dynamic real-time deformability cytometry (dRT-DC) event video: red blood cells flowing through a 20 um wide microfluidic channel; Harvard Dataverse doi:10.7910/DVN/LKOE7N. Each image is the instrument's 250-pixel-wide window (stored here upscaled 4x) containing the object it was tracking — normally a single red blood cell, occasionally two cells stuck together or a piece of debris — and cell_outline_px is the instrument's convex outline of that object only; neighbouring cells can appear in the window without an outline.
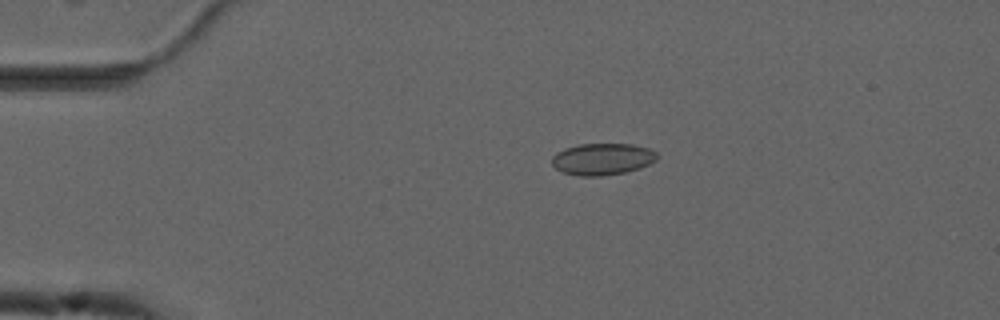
{"species": "common noctule bat (a hibernating species)", "species_latin": "Nyctalus noctula", "temperature_condition": "cold", "stored_images_in_passage": 45, "camera_frame_rate_fps": 3000, "um_per_image_px": 0.085, "animal": {"sex": "male", "forearm_length_mm": 52.5}, "frame": {"image": 1, "passage_image": 1, "time_ms": 0.0, "image_size_px": [1000, 320], "cell_outline_px": [[660, 156], [656, 160], [640, 168], [624, 172], [600, 176], [580, 176], [564, 172], [556, 168], [552, 164], [552, 156], [556, 152], [564, 148], [580, 144], [632, 144], [648, 148], [656, 152]], "centroid_in_image_um": [51.21, 13.51], "position_along_channel_um": 33.8, "area_um2": 19.42}}
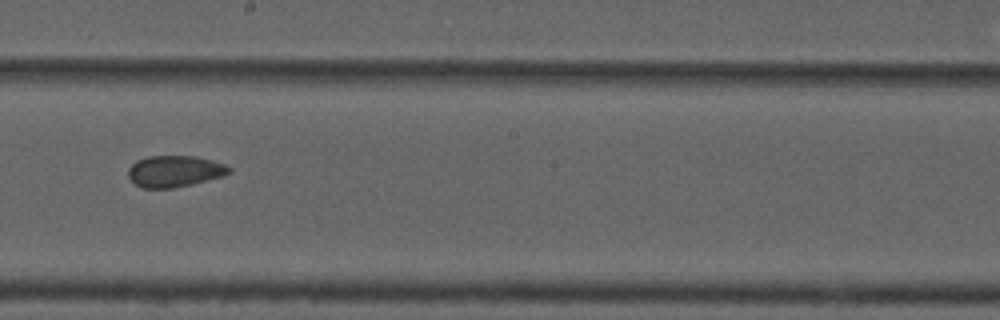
{"frame": {"image": 2, "passage_image": 21, "time_ms": 6.667, "image_size_px": [1000, 320], "cell_outline_px": [[232, 172], [224, 176], [192, 184], [172, 188], [144, 188], [136, 184], [128, 176], [128, 168], [136, 160], [148, 156], [196, 156], [212, 160], [224, 164], [232, 168]], "centroid_in_image_um": [14.87, 14.55], "position_along_channel_um": 233.3, "area_um2": 18.55}}
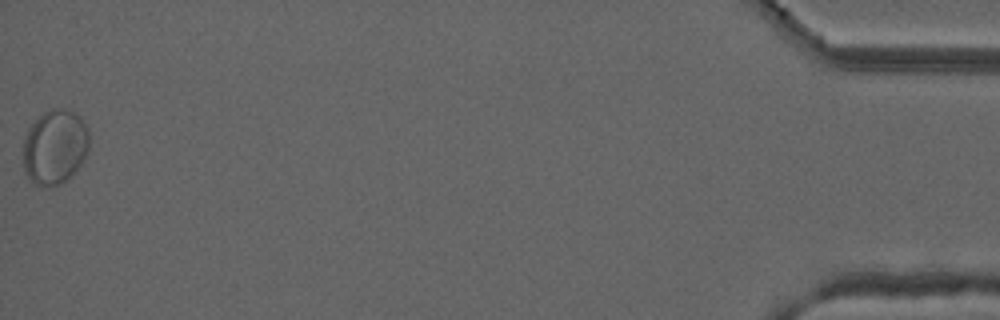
{"frame": {"image": 3, "passage_image": 45, "time_ms": 14.667, "image_size_px": [1000, 320], "cell_outline_px": [[88, 148], [80, 164], [72, 176], [68, 180], [60, 184], [44, 188], [28, 180], [24, 172], [24, 140], [28, 128], [44, 112], [52, 108], [60, 108], [76, 112], [80, 116], [88, 128]], "centroid_in_image_um": [4.65, 12.51], "position_along_channel_um": 430.5, "area_um2": 28.96}, "authors_computed_cell_mechanics": {"area_um2": 19.3052, "velocity_mm_per_s": 3.6844, "shape_relaxation_time_tau1_ms": null, "shape_relaxation_time_tau2_ms": 2.7873, "deformation_change_tau1": null, "deformation_change_tau2": 0.0524}}